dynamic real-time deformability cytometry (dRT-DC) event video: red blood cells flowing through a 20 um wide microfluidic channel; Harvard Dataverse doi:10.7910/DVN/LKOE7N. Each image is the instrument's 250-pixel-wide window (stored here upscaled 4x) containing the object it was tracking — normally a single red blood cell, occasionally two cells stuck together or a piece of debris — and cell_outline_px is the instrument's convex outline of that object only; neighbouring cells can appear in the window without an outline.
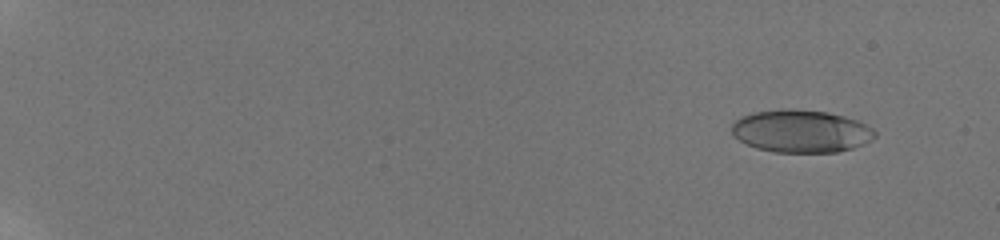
{"species": "human", "species_latin": "Homo sapiens", "temperature_condition": "room temperature", "stored_images_in_passage": 8, "camera_frame_rate_fps": 3000, "um_per_image_px": 0.085, "donor": {"sex": "male"}, "frame": {"image": 1, "passage_image": 2, "time_ms": 1.333, "image_size_px": [1000, 240], "cell_outline_px": [[876, 136], [872, 140], [864, 144], [852, 148], [836, 152], [772, 152], [756, 148], [732, 136], [732, 124], [740, 116], [756, 112], [780, 108], [792, 108], [828, 112], [844, 116], [856, 120], [872, 128], [876, 132]], "centroid_in_image_um": [68.08, 11.14], "position_along_channel_um": 16.9, "area_um2": 35.78}}
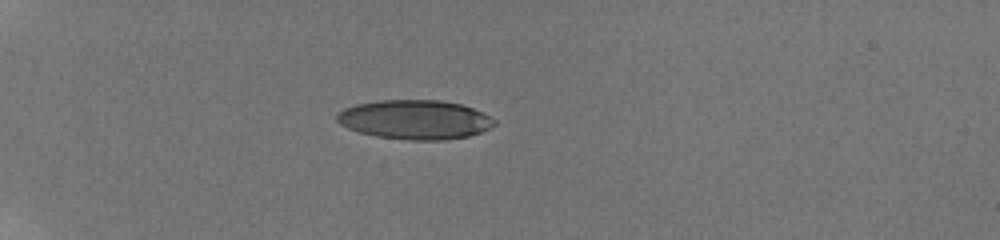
{"frame": {"image": 2, "passage_image": 6, "time_ms": 6.0, "image_size_px": [1000, 240], "cell_outline_px": [[496, 124], [480, 132], [468, 136], [444, 140], [408, 140], [376, 136], [360, 132], [348, 128], [340, 124], [336, 120], [336, 116], [344, 108], [356, 104], [380, 100], [440, 100], [460, 104], [484, 112], [496, 120]], "centroid_in_image_um": [35.28, 10.16], "position_along_channel_um": 49.7, "area_um2": 36.01}}
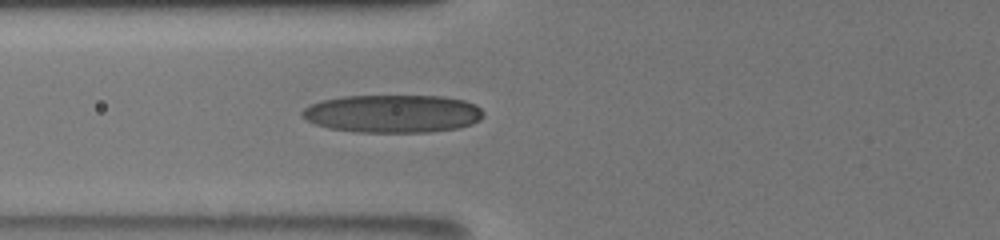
{"frame": {"image": 3, "passage_image": 8, "time_ms": 8.333, "image_size_px": [1000, 240], "cell_outline_px": [[484, 116], [480, 120], [472, 124], [456, 128], [432, 132], [360, 132], [328, 128], [316, 124], [300, 116], [300, 112], [304, 108], [312, 104], [324, 100], [344, 96], [444, 96], [464, 100], [476, 104], [484, 112]], "centroid_in_image_um": [33.41, 9.66], "position_along_channel_um": 92.4, "area_um2": 40.17}}